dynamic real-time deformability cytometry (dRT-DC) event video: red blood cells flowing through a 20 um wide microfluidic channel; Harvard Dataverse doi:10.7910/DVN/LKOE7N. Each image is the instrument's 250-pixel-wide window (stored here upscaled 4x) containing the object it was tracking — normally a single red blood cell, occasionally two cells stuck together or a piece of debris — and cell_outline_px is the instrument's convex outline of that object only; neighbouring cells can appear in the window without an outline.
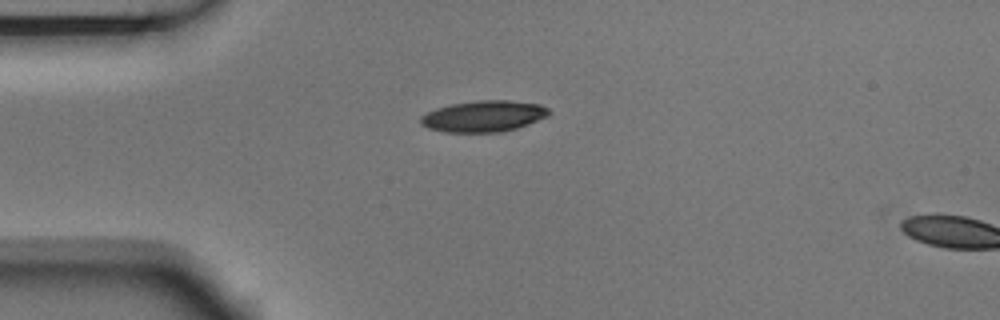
{"species": "Egyptian fruit bat (a non-hibernating species)", "species_latin": "Rousettus aegyptiacus", "temperature_condition": "room temperature", "stored_images_in_passage": 2, "segment_of_instrument_passage": [1, 2], "camera_frame_rate_fps": 3000, "um_per_image_px": 0.085, "animal": {"sex": "male"}, "frame": {"image": 1, "passage_image": 1, "time_ms": 0.0, "image_size_px": [1000, 320], "cell_outline_px": [[552, 112], [548, 116], [516, 128], [500, 132], [444, 132], [428, 128], [420, 124], [420, 116], [436, 108], [452, 104], [476, 100], [508, 100], [540, 104], [548, 108]], "centroid_in_image_um": [41.1, 9.87], "position_along_channel_um": 43.9, "area_um2": 23.35}}